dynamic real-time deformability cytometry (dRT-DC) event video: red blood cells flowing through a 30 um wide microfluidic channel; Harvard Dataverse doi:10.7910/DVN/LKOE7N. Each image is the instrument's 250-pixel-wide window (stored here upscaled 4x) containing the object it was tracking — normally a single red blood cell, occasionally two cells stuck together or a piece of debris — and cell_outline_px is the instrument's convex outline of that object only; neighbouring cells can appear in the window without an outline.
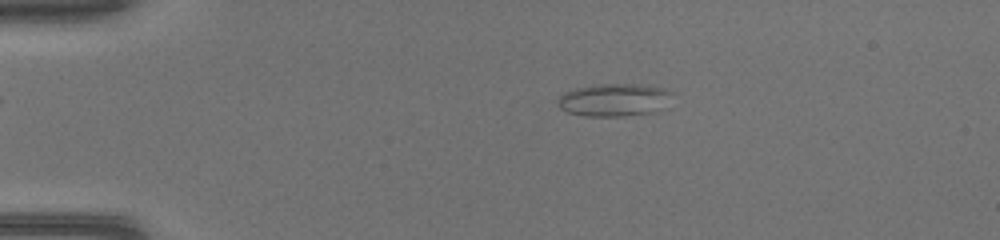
{"species": "common noctule bat (a hibernating species)", "species_latin": "Nyctalus noctula", "temperature_condition": "warm", "stored_images_in_passage": 45, "camera_frame_rate_fps": 3000, "um_per_image_px": 0.085, "animal": {"sex": "female", "body_mass_g": 17.0, "forearm_length_mm": 48.0}, "frame": {"image": 1, "passage_image": 9, "time_ms": 2.667, "image_size_px": [1000, 240], "cell_outline_px": [[672, 92], [652, 112], [624, 116], [588, 116], [568, 112], [560, 108], [556, 104], [556, 100], [564, 92], [576, 88], [600, 84], [640, 84], [664, 88]], "centroid_in_image_um": [52.07, 8.48], "position_along_channel_um": 32.9, "area_um2": 21.21}}
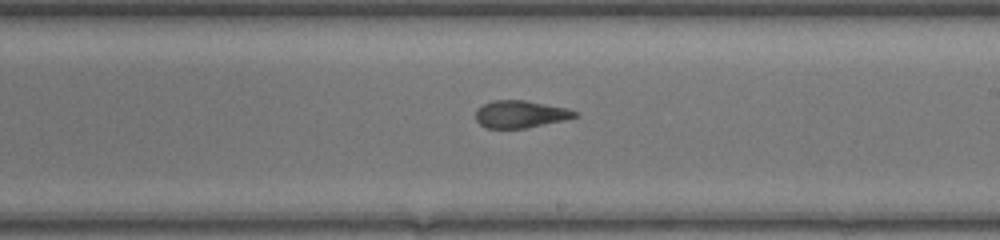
{"frame": {"image": 2, "passage_image": 27, "time_ms": 8.667, "image_size_px": [1000, 240], "cell_outline_px": [[580, 116], [564, 120], [528, 128], [488, 128], [480, 124], [476, 120], [476, 108], [492, 100], [524, 100], [564, 108], [580, 112]], "centroid_in_image_um": [44.24, 9.71], "position_along_channel_um": 244.8, "area_um2": 15.78}}
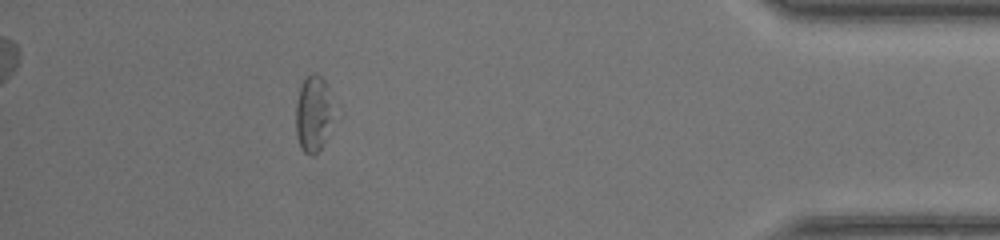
{"frame": {"image": 3, "passage_image": 41, "time_ms": 13.333, "image_size_px": [1000, 240], "cell_outline_px": [[336, 112], [324, 140], [316, 156], [308, 156], [300, 148], [296, 136], [296, 100], [300, 88], [304, 80], [312, 72], [316, 72], [324, 80]], "centroid_in_image_um": [26.63, 9.7], "position_along_channel_um": 408.6, "area_um2": 17.05}}